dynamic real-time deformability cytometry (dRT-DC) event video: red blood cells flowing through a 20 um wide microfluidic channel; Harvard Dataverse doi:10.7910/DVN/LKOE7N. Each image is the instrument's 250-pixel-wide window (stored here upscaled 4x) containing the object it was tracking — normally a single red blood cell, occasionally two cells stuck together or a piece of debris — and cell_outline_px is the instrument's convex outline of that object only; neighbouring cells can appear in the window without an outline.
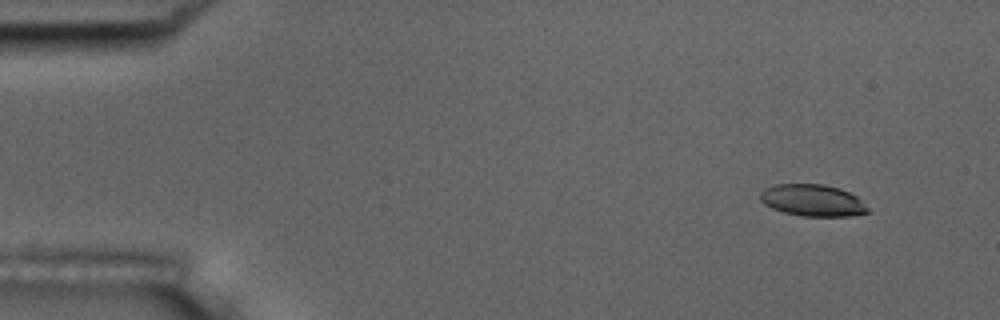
{"species": "common noctule bat (a hibernating species)", "species_latin": "Nyctalus noctula", "temperature_condition": "room temperature", "stored_images_in_passage": 5, "camera_frame_rate_fps": 3000, "um_per_image_px": 0.085, "animal": {"sex": "male", "body_mass_g": 17.5, "forearm_length_mm": 52.3}, "frame": {"image": 1, "passage_image": 2, "time_ms": 1.333, "image_size_px": [1000, 320], "cell_outline_px": [[868, 212], [848, 216], [800, 216], [784, 212], [772, 208], [764, 204], [760, 200], [760, 192], [764, 188], [772, 184], [824, 184], [840, 188], [856, 196], [868, 208]], "centroid_in_image_um": [69.02, 17.02], "position_along_channel_um": 16.0, "area_um2": 19.94}}
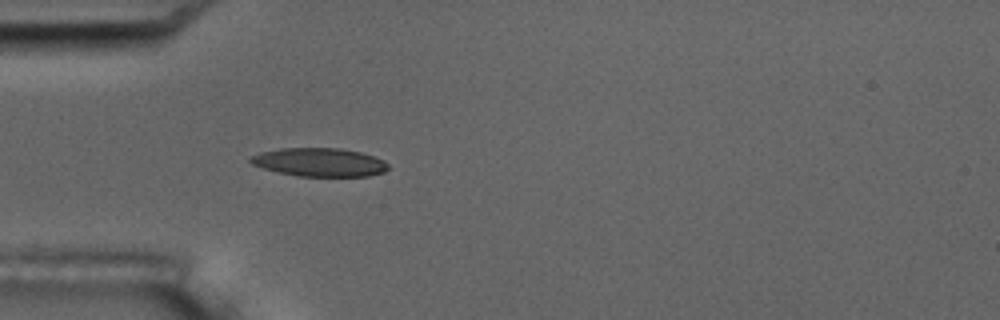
{"frame": {"image": 2, "passage_image": 5, "time_ms": 5.333, "image_size_px": [1000, 320], "cell_outline_px": [[388, 168], [384, 172], [368, 176], [296, 176], [264, 168], [252, 164], [248, 160], [252, 156], [260, 152], [280, 148], [340, 148], [360, 152], [384, 160], [388, 164]], "centroid_in_image_um": [27.16, 13.79], "position_along_channel_um": 57.8, "area_um2": 22.72}}